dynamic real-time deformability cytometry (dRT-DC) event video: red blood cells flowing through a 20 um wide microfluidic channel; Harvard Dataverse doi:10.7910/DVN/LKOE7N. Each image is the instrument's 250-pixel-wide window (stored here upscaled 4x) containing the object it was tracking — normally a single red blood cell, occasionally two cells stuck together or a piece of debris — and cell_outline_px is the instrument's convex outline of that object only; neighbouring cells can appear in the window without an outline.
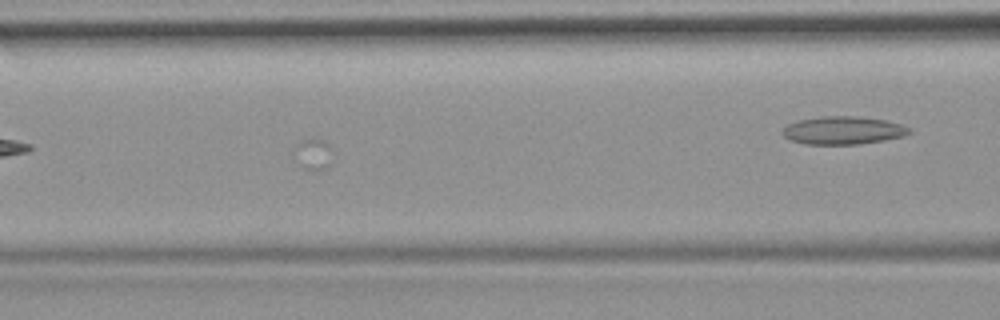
{"species": "common noctule bat (a hibernating species)", "species_latin": "Nyctalus noctula", "temperature_condition": "room temperature", "stored_images_in_passage": 9, "camera_frame_rate_fps": 3000, "um_per_image_px": 0.085, "animal": {"sex": "female", "body_mass_g": 19.9}, "frame": {"image": 1, "passage_image": 9, "time_ms": 2.667, "image_size_px": [1000, 320], "cell_outline_px": [[912, 132], [904, 136], [884, 140], [860, 144], [804, 144], [792, 140], [784, 136], [780, 132], [788, 124], [796, 120], [824, 116], [856, 116], [884, 120], [900, 124], [908, 128]], "centroid_in_image_um": [71.63, 11.08], "position_along_channel_um": 95.0, "area_um2": 20.58}}